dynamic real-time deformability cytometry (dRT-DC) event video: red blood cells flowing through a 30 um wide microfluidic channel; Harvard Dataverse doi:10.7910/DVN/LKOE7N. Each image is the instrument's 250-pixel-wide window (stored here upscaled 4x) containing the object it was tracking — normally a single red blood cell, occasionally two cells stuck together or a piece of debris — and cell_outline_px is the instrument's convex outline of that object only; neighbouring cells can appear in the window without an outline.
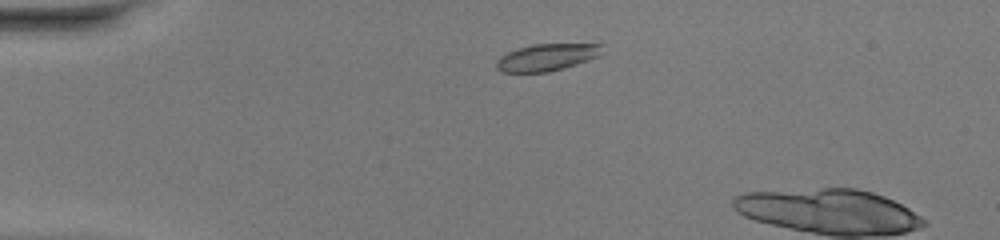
{"species": "common noctule bat (a hibernating species)", "species_latin": "Nyctalus noctula", "temperature_condition": "warm", "stored_images_in_passage": 8, "camera_frame_rate_fps": 3000, "um_per_image_px": 0.085, "animal": {"sex": "female", "body_mass_g": 20.0, "forearm_length_mm": 54.0}, "frame": {"image": 1, "passage_image": 5, "time_ms": 1.333, "image_size_px": [1000, 240], "cell_outline_px": [[604, 44], [600, 56], [564, 68], [548, 72], [500, 72], [496, 68], [496, 60], [500, 56], [516, 48], [532, 44]], "centroid_in_image_um": [46.46, 4.87], "position_along_channel_um": 38.5, "area_um2": 16.76}}